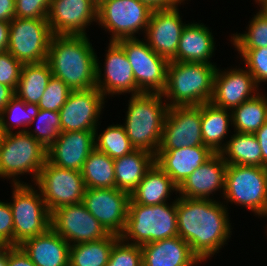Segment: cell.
Wrapping results in <instances>:
<instances>
[{"mask_svg":"<svg viewBox=\"0 0 267 266\" xmlns=\"http://www.w3.org/2000/svg\"><path fill=\"white\" fill-rule=\"evenodd\" d=\"M214 154L207 146L159 150L155 155V163L179 186Z\"/></svg>","mask_w":267,"mask_h":266,"instance_id":"23","label":"cell"},{"mask_svg":"<svg viewBox=\"0 0 267 266\" xmlns=\"http://www.w3.org/2000/svg\"><path fill=\"white\" fill-rule=\"evenodd\" d=\"M53 34L47 19L14 18L10 22L7 51L22 64L47 60Z\"/></svg>","mask_w":267,"mask_h":266,"instance_id":"11","label":"cell"},{"mask_svg":"<svg viewBox=\"0 0 267 266\" xmlns=\"http://www.w3.org/2000/svg\"><path fill=\"white\" fill-rule=\"evenodd\" d=\"M212 30L204 23L188 22L183 28L176 53V62H211L215 54V39Z\"/></svg>","mask_w":267,"mask_h":266,"instance_id":"26","label":"cell"},{"mask_svg":"<svg viewBox=\"0 0 267 266\" xmlns=\"http://www.w3.org/2000/svg\"><path fill=\"white\" fill-rule=\"evenodd\" d=\"M154 162L155 155L143 149L114 159L115 187L131 194Z\"/></svg>","mask_w":267,"mask_h":266,"instance_id":"28","label":"cell"},{"mask_svg":"<svg viewBox=\"0 0 267 266\" xmlns=\"http://www.w3.org/2000/svg\"><path fill=\"white\" fill-rule=\"evenodd\" d=\"M163 98L159 93H139L129 98L123 127L135 149L158 153L169 108Z\"/></svg>","mask_w":267,"mask_h":266,"instance_id":"3","label":"cell"},{"mask_svg":"<svg viewBox=\"0 0 267 266\" xmlns=\"http://www.w3.org/2000/svg\"><path fill=\"white\" fill-rule=\"evenodd\" d=\"M97 129H95V148L104 152L113 160L128 155L135 150L122 124L117 123L107 126L99 134Z\"/></svg>","mask_w":267,"mask_h":266,"instance_id":"35","label":"cell"},{"mask_svg":"<svg viewBox=\"0 0 267 266\" xmlns=\"http://www.w3.org/2000/svg\"><path fill=\"white\" fill-rule=\"evenodd\" d=\"M23 64L15 59L8 51L0 53V84L17 88Z\"/></svg>","mask_w":267,"mask_h":266,"instance_id":"42","label":"cell"},{"mask_svg":"<svg viewBox=\"0 0 267 266\" xmlns=\"http://www.w3.org/2000/svg\"><path fill=\"white\" fill-rule=\"evenodd\" d=\"M152 10L171 9L185 3L186 0H139Z\"/></svg>","mask_w":267,"mask_h":266,"instance_id":"46","label":"cell"},{"mask_svg":"<svg viewBox=\"0 0 267 266\" xmlns=\"http://www.w3.org/2000/svg\"><path fill=\"white\" fill-rule=\"evenodd\" d=\"M141 246L124 242L121 238L113 245L106 266H142Z\"/></svg>","mask_w":267,"mask_h":266,"instance_id":"41","label":"cell"},{"mask_svg":"<svg viewBox=\"0 0 267 266\" xmlns=\"http://www.w3.org/2000/svg\"><path fill=\"white\" fill-rule=\"evenodd\" d=\"M52 76L47 61L23 64L15 96L25 103L38 104Z\"/></svg>","mask_w":267,"mask_h":266,"instance_id":"30","label":"cell"},{"mask_svg":"<svg viewBox=\"0 0 267 266\" xmlns=\"http://www.w3.org/2000/svg\"><path fill=\"white\" fill-rule=\"evenodd\" d=\"M96 4L97 24L110 33L109 42L137 38L138 32L145 34L153 12L139 0H107Z\"/></svg>","mask_w":267,"mask_h":266,"instance_id":"9","label":"cell"},{"mask_svg":"<svg viewBox=\"0 0 267 266\" xmlns=\"http://www.w3.org/2000/svg\"><path fill=\"white\" fill-rule=\"evenodd\" d=\"M7 266H36L20 246L7 247Z\"/></svg>","mask_w":267,"mask_h":266,"instance_id":"45","label":"cell"},{"mask_svg":"<svg viewBox=\"0 0 267 266\" xmlns=\"http://www.w3.org/2000/svg\"><path fill=\"white\" fill-rule=\"evenodd\" d=\"M266 0H254L255 3L258 4V6H260L263 2H265Z\"/></svg>","mask_w":267,"mask_h":266,"instance_id":"54","label":"cell"},{"mask_svg":"<svg viewBox=\"0 0 267 266\" xmlns=\"http://www.w3.org/2000/svg\"><path fill=\"white\" fill-rule=\"evenodd\" d=\"M15 17L47 19L52 0H15Z\"/></svg>","mask_w":267,"mask_h":266,"instance_id":"43","label":"cell"},{"mask_svg":"<svg viewBox=\"0 0 267 266\" xmlns=\"http://www.w3.org/2000/svg\"><path fill=\"white\" fill-rule=\"evenodd\" d=\"M259 7L263 8L267 12V0L263 2Z\"/></svg>","mask_w":267,"mask_h":266,"instance_id":"53","label":"cell"},{"mask_svg":"<svg viewBox=\"0 0 267 266\" xmlns=\"http://www.w3.org/2000/svg\"><path fill=\"white\" fill-rule=\"evenodd\" d=\"M226 169L227 163L222 155L215 153L178 186L177 193L181 197L208 200L214 197L216 191L220 190L223 195Z\"/></svg>","mask_w":267,"mask_h":266,"instance_id":"22","label":"cell"},{"mask_svg":"<svg viewBox=\"0 0 267 266\" xmlns=\"http://www.w3.org/2000/svg\"><path fill=\"white\" fill-rule=\"evenodd\" d=\"M34 186L40 190L51 213L59 207L83 202L86 190L81 171L61 168L48 160Z\"/></svg>","mask_w":267,"mask_h":266,"instance_id":"12","label":"cell"},{"mask_svg":"<svg viewBox=\"0 0 267 266\" xmlns=\"http://www.w3.org/2000/svg\"><path fill=\"white\" fill-rule=\"evenodd\" d=\"M223 197V198H222ZM222 199L245 207L258 217L267 219V168L227 165Z\"/></svg>","mask_w":267,"mask_h":266,"instance_id":"7","label":"cell"},{"mask_svg":"<svg viewBox=\"0 0 267 266\" xmlns=\"http://www.w3.org/2000/svg\"><path fill=\"white\" fill-rule=\"evenodd\" d=\"M216 69V64L169 61L162 93L168 107L210 102Z\"/></svg>","mask_w":267,"mask_h":266,"instance_id":"4","label":"cell"},{"mask_svg":"<svg viewBox=\"0 0 267 266\" xmlns=\"http://www.w3.org/2000/svg\"><path fill=\"white\" fill-rule=\"evenodd\" d=\"M47 21L53 35H87L86 28L97 22L93 0H52Z\"/></svg>","mask_w":267,"mask_h":266,"instance_id":"18","label":"cell"},{"mask_svg":"<svg viewBox=\"0 0 267 266\" xmlns=\"http://www.w3.org/2000/svg\"><path fill=\"white\" fill-rule=\"evenodd\" d=\"M231 112L235 132L254 134L267 121V95L260 92Z\"/></svg>","mask_w":267,"mask_h":266,"instance_id":"33","label":"cell"},{"mask_svg":"<svg viewBox=\"0 0 267 266\" xmlns=\"http://www.w3.org/2000/svg\"><path fill=\"white\" fill-rule=\"evenodd\" d=\"M10 22L0 21V53L8 49Z\"/></svg>","mask_w":267,"mask_h":266,"instance_id":"50","label":"cell"},{"mask_svg":"<svg viewBox=\"0 0 267 266\" xmlns=\"http://www.w3.org/2000/svg\"><path fill=\"white\" fill-rule=\"evenodd\" d=\"M95 149V131L60 132L47 149V160L58 167L81 171Z\"/></svg>","mask_w":267,"mask_h":266,"instance_id":"21","label":"cell"},{"mask_svg":"<svg viewBox=\"0 0 267 266\" xmlns=\"http://www.w3.org/2000/svg\"><path fill=\"white\" fill-rule=\"evenodd\" d=\"M15 0H0V21L11 22L15 18Z\"/></svg>","mask_w":267,"mask_h":266,"instance_id":"47","label":"cell"},{"mask_svg":"<svg viewBox=\"0 0 267 266\" xmlns=\"http://www.w3.org/2000/svg\"><path fill=\"white\" fill-rule=\"evenodd\" d=\"M104 68L96 55V88L107 96L137 94V85L133 69L128 61L124 49L117 42L108 43ZM104 74H103V72ZM103 77V78H102Z\"/></svg>","mask_w":267,"mask_h":266,"instance_id":"17","label":"cell"},{"mask_svg":"<svg viewBox=\"0 0 267 266\" xmlns=\"http://www.w3.org/2000/svg\"><path fill=\"white\" fill-rule=\"evenodd\" d=\"M178 236L176 199L157 205L129 203L126 226L120 238L142 246Z\"/></svg>","mask_w":267,"mask_h":266,"instance_id":"5","label":"cell"},{"mask_svg":"<svg viewBox=\"0 0 267 266\" xmlns=\"http://www.w3.org/2000/svg\"><path fill=\"white\" fill-rule=\"evenodd\" d=\"M5 133L3 132V128H2V120H1V116H0V143L2 141L3 135Z\"/></svg>","mask_w":267,"mask_h":266,"instance_id":"52","label":"cell"},{"mask_svg":"<svg viewBox=\"0 0 267 266\" xmlns=\"http://www.w3.org/2000/svg\"><path fill=\"white\" fill-rule=\"evenodd\" d=\"M130 194L114 188H86L83 204L111 234L121 235L126 226Z\"/></svg>","mask_w":267,"mask_h":266,"instance_id":"16","label":"cell"},{"mask_svg":"<svg viewBox=\"0 0 267 266\" xmlns=\"http://www.w3.org/2000/svg\"><path fill=\"white\" fill-rule=\"evenodd\" d=\"M205 146L201 132V105L169 107L159 150Z\"/></svg>","mask_w":267,"mask_h":266,"instance_id":"15","label":"cell"},{"mask_svg":"<svg viewBox=\"0 0 267 266\" xmlns=\"http://www.w3.org/2000/svg\"><path fill=\"white\" fill-rule=\"evenodd\" d=\"M141 250L144 266H197L201 263L180 236L144 244Z\"/></svg>","mask_w":267,"mask_h":266,"instance_id":"24","label":"cell"},{"mask_svg":"<svg viewBox=\"0 0 267 266\" xmlns=\"http://www.w3.org/2000/svg\"><path fill=\"white\" fill-rule=\"evenodd\" d=\"M106 98L96 88L71 91L58 111L62 132L95 131L103 113Z\"/></svg>","mask_w":267,"mask_h":266,"instance_id":"14","label":"cell"},{"mask_svg":"<svg viewBox=\"0 0 267 266\" xmlns=\"http://www.w3.org/2000/svg\"><path fill=\"white\" fill-rule=\"evenodd\" d=\"M35 121V129L32 130V127H30L27 129V132L48 149V147L57 139L60 132H62L59 112L39 109V112L32 120L31 125L35 123Z\"/></svg>","mask_w":267,"mask_h":266,"instance_id":"38","label":"cell"},{"mask_svg":"<svg viewBox=\"0 0 267 266\" xmlns=\"http://www.w3.org/2000/svg\"><path fill=\"white\" fill-rule=\"evenodd\" d=\"M117 43L124 49L133 69L137 94H162L166 87L169 61L155 53L143 38L121 39Z\"/></svg>","mask_w":267,"mask_h":266,"instance_id":"10","label":"cell"},{"mask_svg":"<svg viewBox=\"0 0 267 266\" xmlns=\"http://www.w3.org/2000/svg\"><path fill=\"white\" fill-rule=\"evenodd\" d=\"M178 7L153 10L145 34H143V39L149 47L168 61H176L181 33L186 26Z\"/></svg>","mask_w":267,"mask_h":266,"instance_id":"20","label":"cell"},{"mask_svg":"<svg viewBox=\"0 0 267 266\" xmlns=\"http://www.w3.org/2000/svg\"><path fill=\"white\" fill-rule=\"evenodd\" d=\"M71 91L61 79L52 76L37 105L39 109L58 112L65 104Z\"/></svg>","mask_w":267,"mask_h":266,"instance_id":"40","label":"cell"},{"mask_svg":"<svg viewBox=\"0 0 267 266\" xmlns=\"http://www.w3.org/2000/svg\"><path fill=\"white\" fill-rule=\"evenodd\" d=\"M38 112L39 107L37 104L25 103L23 100L14 96L0 113L3 132L9 133L14 131L12 129L18 127H22V129L19 128L18 131H27Z\"/></svg>","mask_w":267,"mask_h":266,"instance_id":"37","label":"cell"},{"mask_svg":"<svg viewBox=\"0 0 267 266\" xmlns=\"http://www.w3.org/2000/svg\"><path fill=\"white\" fill-rule=\"evenodd\" d=\"M0 266H7V247L0 246Z\"/></svg>","mask_w":267,"mask_h":266,"instance_id":"51","label":"cell"},{"mask_svg":"<svg viewBox=\"0 0 267 266\" xmlns=\"http://www.w3.org/2000/svg\"><path fill=\"white\" fill-rule=\"evenodd\" d=\"M86 188H114V160L96 148L89 154L81 169Z\"/></svg>","mask_w":267,"mask_h":266,"instance_id":"34","label":"cell"},{"mask_svg":"<svg viewBox=\"0 0 267 266\" xmlns=\"http://www.w3.org/2000/svg\"><path fill=\"white\" fill-rule=\"evenodd\" d=\"M259 90L263 89H259L255 79L245 67L236 66L223 71L217 67L210 102L217 107L232 111L260 93Z\"/></svg>","mask_w":267,"mask_h":266,"instance_id":"19","label":"cell"},{"mask_svg":"<svg viewBox=\"0 0 267 266\" xmlns=\"http://www.w3.org/2000/svg\"><path fill=\"white\" fill-rule=\"evenodd\" d=\"M46 61L72 91L96 87V52L87 35H53Z\"/></svg>","mask_w":267,"mask_h":266,"instance_id":"2","label":"cell"},{"mask_svg":"<svg viewBox=\"0 0 267 266\" xmlns=\"http://www.w3.org/2000/svg\"><path fill=\"white\" fill-rule=\"evenodd\" d=\"M220 152L227 165L262 167L261 146L255 134L235 132Z\"/></svg>","mask_w":267,"mask_h":266,"instance_id":"31","label":"cell"},{"mask_svg":"<svg viewBox=\"0 0 267 266\" xmlns=\"http://www.w3.org/2000/svg\"><path fill=\"white\" fill-rule=\"evenodd\" d=\"M0 246H14V222L9 202L0 200Z\"/></svg>","mask_w":267,"mask_h":266,"instance_id":"44","label":"cell"},{"mask_svg":"<svg viewBox=\"0 0 267 266\" xmlns=\"http://www.w3.org/2000/svg\"><path fill=\"white\" fill-rule=\"evenodd\" d=\"M14 96L15 91L11 87L0 84V113L5 109Z\"/></svg>","mask_w":267,"mask_h":266,"instance_id":"49","label":"cell"},{"mask_svg":"<svg viewBox=\"0 0 267 266\" xmlns=\"http://www.w3.org/2000/svg\"><path fill=\"white\" fill-rule=\"evenodd\" d=\"M246 27L245 33L231 35L230 42L235 49H255L267 47V12L260 7Z\"/></svg>","mask_w":267,"mask_h":266,"instance_id":"36","label":"cell"},{"mask_svg":"<svg viewBox=\"0 0 267 266\" xmlns=\"http://www.w3.org/2000/svg\"><path fill=\"white\" fill-rule=\"evenodd\" d=\"M175 191L177 193L178 186L154 162L138 186L131 192L129 203L148 206L166 203L171 193Z\"/></svg>","mask_w":267,"mask_h":266,"instance_id":"27","label":"cell"},{"mask_svg":"<svg viewBox=\"0 0 267 266\" xmlns=\"http://www.w3.org/2000/svg\"><path fill=\"white\" fill-rule=\"evenodd\" d=\"M232 128V112L217 107L211 102L201 104V132L203 144L214 153H220L226 143L224 139Z\"/></svg>","mask_w":267,"mask_h":266,"instance_id":"29","label":"cell"},{"mask_svg":"<svg viewBox=\"0 0 267 266\" xmlns=\"http://www.w3.org/2000/svg\"><path fill=\"white\" fill-rule=\"evenodd\" d=\"M227 209L223 201L214 198L176 197L178 236L190 245L201 262L211 259L228 244L233 229Z\"/></svg>","mask_w":267,"mask_h":266,"instance_id":"1","label":"cell"},{"mask_svg":"<svg viewBox=\"0 0 267 266\" xmlns=\"http://www.w3.org/2000/svg\"><path fill=\"white\" fill-rule=\"evenodd\" d=\"M235 50L238 51L240 60H243L244 67L253 76L257 85L267 82V47Z\"/></svg>","mask_w":267,"mask_h":266,"instance_id":"39","label":"cell"},{"mask_svg":"<svg viewBox=\"0 0 267 266\" xmlns=\"http://www.w3.org/2000/svg\"><path fill=\"white\" fill-rule=\"evenodd\" d=\"M120 239L119 235L107 237L70 246L69 266H106L113 245Z\"/></svg>","mask_w":267,"mask_h":266,"instance_id":"32","label":"cell"},{"mask_svg":"<svg viewBox=\"0 0 267 266\" xmlns=\"http://www.w3.org/2000/svg\"><path fill=\"white\" fill-rule=\"evenodd\" d=\"M51 228L69 244L97 241L110 233L87 210L83 202L66 205L51 213Z\"/></svg>","mask_w":267,"mask_h":266,"instance_id":"13","label":"cell"},{"mask_svg":"<svg viewBox=\"0 0 267 266\" xmlns=\"http://www.w3.org/2000/svg\"><path fill=\"white\" fill-rule=\"evenodd\" d=\"M254 134L261 146L262 167L267 168V121Z\"/></svg>","mask_w":267,"mask_h":266,"instance_id":"48","label":"cell"},{"mask_svg":"<svg viewBox=\"0 0 267 266\" xmlns=\"http://www.w3.org/2000/svg\"><path fill=\"white\" fill-rule=\"evenodd\" d=\"M19 246L36 266H69L70 244L51 227Z\"/></svg>","mask_w":267,"mask_h":266,"instance_id":"25","label":"cell"},{"mask_svg":"<svg viewBox=\"0 0 267 266\" xmlns=\"http://www.w3.org/2000/svg\"><path fill=\"white\" fill-rule=\"evenodd\" d=\"M33 185V186H32ZM12 185L9 205L14 222V246L46 232L51 227V212L34 184Z\"/></svg>","mask_w":267,"mask_h":266,"instance_id":"8","label":"cell"},{"mask_svg":"<svg viewBox=\"0 0 267 266\" xmlns=\"http://www.w3.org/2000/svg\"><path fill=\"white\" fill-rule=\"evenodd\" d=\"M46 161L47 149L27 131H12L3 135L0 143V177L12 179V185L26 184L18 179L25 173L30 174L35 183Z\"/></svg>","mask_w":267,"mask_h":266,"instance_id":"6","label":"cell"}]
</instances>
